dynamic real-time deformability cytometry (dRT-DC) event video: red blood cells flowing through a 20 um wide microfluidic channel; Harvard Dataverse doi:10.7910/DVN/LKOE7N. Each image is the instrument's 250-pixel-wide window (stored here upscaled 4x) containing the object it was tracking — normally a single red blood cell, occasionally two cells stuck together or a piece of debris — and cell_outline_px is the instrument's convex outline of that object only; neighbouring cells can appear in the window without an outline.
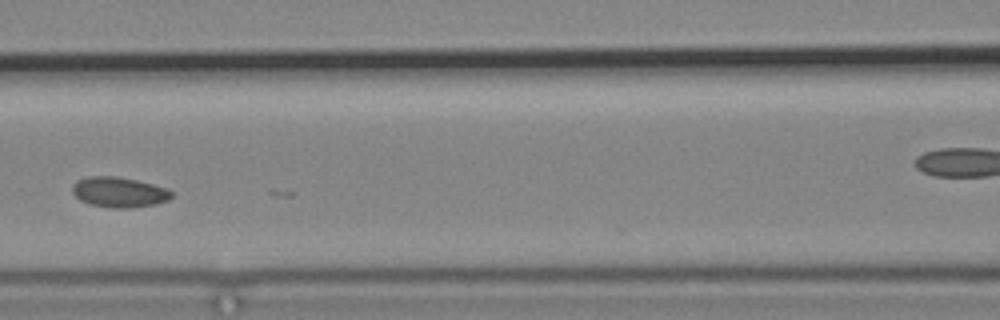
{"species": "common noctule bat (a hibernating species)", "species_latin": "Nyctalus noctula", "temperature_condition": "cold", "stored_images_in_passage": 6, "camera_frame_rate_fps": 3000, "um_per_image_px": 0.085, "animal": {"sex": "male", "body_mass_g": 19.2, "forearm_length_mm": 51.8}, "frame": {"image": 1, "passage_image": 4, "time_ms": 3.667, "image_size_px": [1000, 320], "cell_outline_px": [[172, 196], [168, 200], [156, 204], [132, 208], [112, 208], [92, 204], [80, 200], [72, 192], [72, 184], [88, 176], [116, 176], [136, 180], [168, 188], [172, 192]], "centroid_in_image_um": [10.14, 16.33], "position_along_channel_um": 156.5, "area_um2": 17.46}}